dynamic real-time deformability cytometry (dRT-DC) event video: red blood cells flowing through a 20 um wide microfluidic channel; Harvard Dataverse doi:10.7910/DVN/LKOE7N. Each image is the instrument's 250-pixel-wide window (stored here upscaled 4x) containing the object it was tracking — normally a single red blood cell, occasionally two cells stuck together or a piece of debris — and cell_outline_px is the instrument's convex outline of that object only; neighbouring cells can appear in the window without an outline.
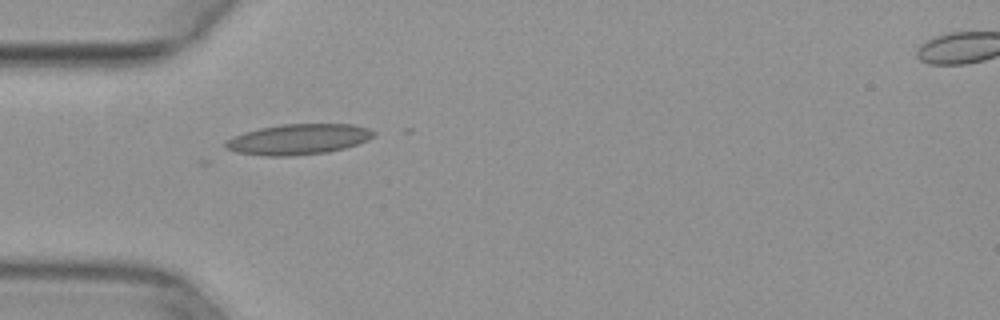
{"species": "common noctule bat (a hibernating species)", "species_latin": "Nyctalus noctula", "temperature_condition": "warm", "stored_images_in_passage": 5, "camera_frame_rate_fps": 3000, "um_per_image_px": 0.085, "animal": {"sex": "female", "body_mass_g": 29.2, "forearm_length_mm": 56.3}, "frame": {"image": 1, "passage_image": 1, "time_ms": 0.0, "image_size_px": [1000, 320], "cell_outline_px": [[376, 136], [368, 140], [344, 148], [328, 152], [292, 156], [264, 156], [236, 152], [224, 148], [224, 144], [232, 136], [244, 132], [260, 128], [280, 124], [352, 124], [368, 128], [376, 132]], "centroid_in_image_um": [25.36, 11.84], "position_along_channel_um": 59.6, "area_um2": 26.53}}
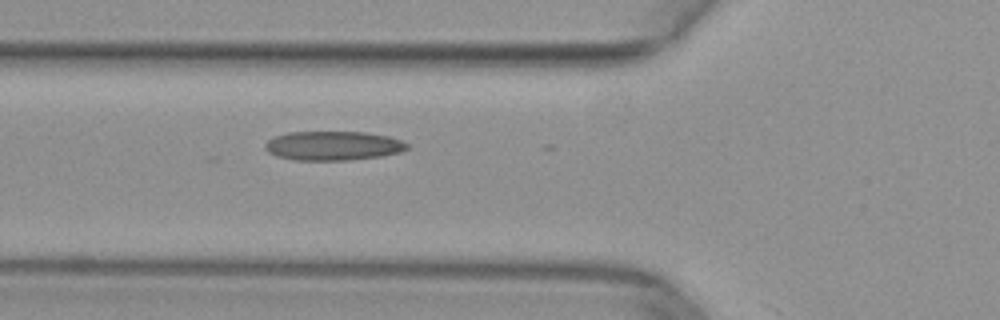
{"frame": {"image": 2, "passage_image": 4, "time_ms": 1.0, "image_size_px": [1000, 320], "cell_outline_px": [[408, 148], [400, 152], [380, 156], [348, 160], [292, 160], [276, 156], [268, 152], [264, 148], [264, 144], [268, 140], [276, 136], [288, 132], [364, 132], [388, 136], [400, 140], [408, 144]], "centroid_in_image_um": [28.28, 12.39], "position_along_channel_um": 97.5, "area_um2": 24.1}}